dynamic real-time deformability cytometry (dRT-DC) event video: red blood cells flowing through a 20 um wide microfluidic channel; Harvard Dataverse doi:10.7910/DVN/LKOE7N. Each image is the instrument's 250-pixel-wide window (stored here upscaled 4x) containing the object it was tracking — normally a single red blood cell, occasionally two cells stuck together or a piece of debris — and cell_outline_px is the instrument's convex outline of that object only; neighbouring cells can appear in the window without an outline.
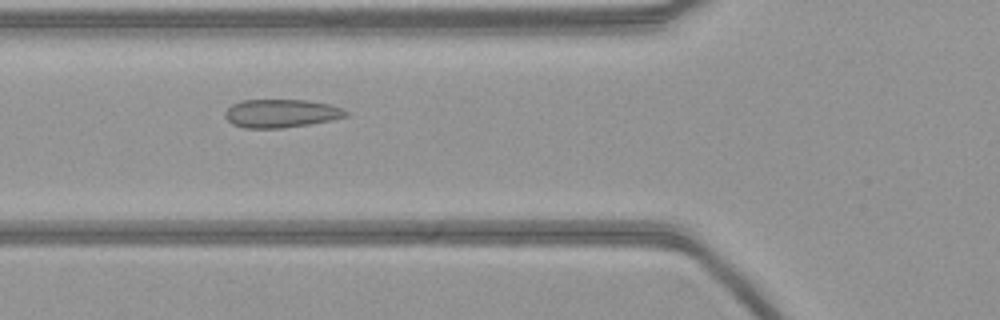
{"species": "common noctule bat (a hibernating species)", "species_latin": "Nyctalus noctula", "temperature_condition": "warm", "stored_images_in_passage": 37, "camera_frame_rate_fps": 3000, "um_per_image_px": 0.085, "animal": {"sex": "female", "body_mass_g": 21.9}, "frame": {"image": 1, "passage_image": 7, "time_ms": 2.0, "image_size_px": [1000, 320], "cell_outline_px": [[348, 116], [332, 120], [308, 124], [280, 128], [244, 128], [232, 124], [224, 116], [224, 112], [232, 104], [244, 100], [308, 100], [328, 104], [344, 108], [348, 112]], "centroid_in_image_um": [23.9, 9.63], "position_along_channel_um": 101.9, "area_um2": 19.94}}
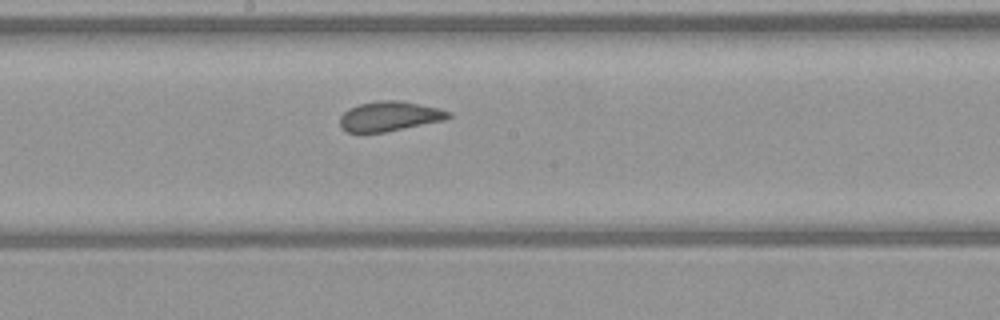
{"frame": {"image": 2, "passage_image": 16, "time_ms": 5.0, "image_size_px": [1000, 320], "cell_outline_px": [[452, 116], [444, 120], [384, 132], [348, 132], [340, 128], [340, 116], [348, 108], [360, 104], [380, 100], [396, 100], [440, 108], [452, 112]], "centroid_in_image_um": [33.1, 9.88], "position_along_channel_um": 215.1, "area_um2": 18.73}}
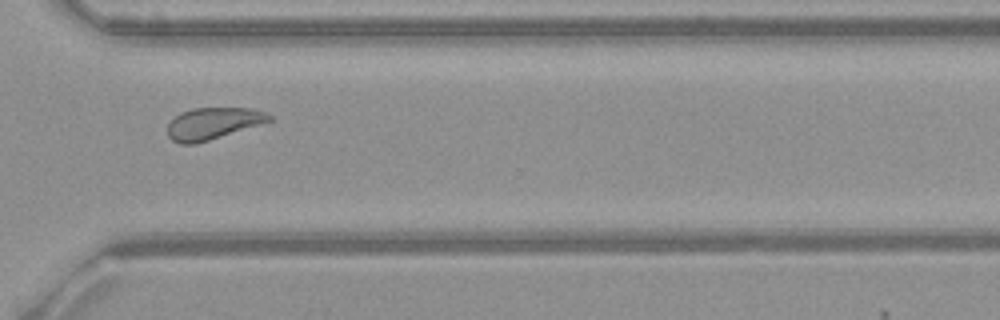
{"frame": {"image": 3, "passage_image": 27, "time_ms": 8.667, "image_size_px": [1000, 320], "cell_outline_px": [[272, 120], [260, 124], [196, 144], [180, 144], [172, 140], [168, 136], [168, 124], [180, 112], [192, 108], [248, 108], [264, 112], [272, 116]], "centroid_in_image_um": [18.07, 10.49], "position_along_channel_um": 352.5, "area_um2": 18.61}}